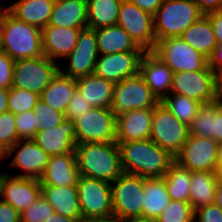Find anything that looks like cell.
<instances>
[{"instance_id": "obj_53", "label": "cell", "mask_w": 222, "mask_h": 222, "mask_svg": "<svg viewBox=\"0 0 222 222\" xmlns=\"http://www.w3.org/2000/svg\"><path fill=\"white\" fill-rule=\"evenodd\" d=\"M45 222H84L82 219H72L61 214L53 213Z\"/></svg>"}, {"instance_id": "obj_16", "label": "cell", "mask_w": 222, "mask_h": 222, "mask_svg": "<svg viewBox=\"0 0 222 222\" xmlns=\"http://www.w3.org/2000/svg\"><path fill=\"white\" fill-rule=\"evenodd\" d=\"M16 154H15V153ZM14 155L11 166L24 171L15 176L40 180L45 173L49 156L32 140H18L3 155L2 159Z\"/></svg>"}, {"instance_id": "obj_51", "label": "cell", "mask_w": 222, "mask_h": 222, "mask_svg": "<svg viewBox=\"0 0 222 222\" xmlns=\"http://www.w3.org/2000/svg\"><path fill=\"white\" fill-rule=\"evenodd\" d=\"M213 139L222 142V105L215 111L213 120Z\"/></svg>"}, {"instance_id": "obj_58", "label": "cell", "mask_w": 222, "mask_h": 222, "mask_svg": "<svg viewBox=\"0 0 222 222\" xmlns=\"http://www.w3.org/2000/svg\"><path fill=\"white\" fill-rule=\"evenodd\" d=\"M124 222H157L156 219H149V218H135V219H127Z\"/></svg>"}, {"instance_id": "obj_29", "label": "cell", "mask_w": 222, "mask_h": 222, "mask_svg": "<svg viewBox=\"0 0 222 222\" xmlns=\"http://www.w3.org/2000/svg\"><path fill=\"white\" fill-rule=\"evenodd\" d=\"M75 91L76 79L58 71L48 87L40 95V99L54 110L65 114Z\"/></svg>"}, {"instance_id": "obj_8", "label": "cell", "mask_w": 222, "mask_h": 222, "mask_svg": "<svg viewBox=\"0 0 222 222\" xmlns=\"http://www.w3.org/2000/svg\"><path fill=\"white\" fill-rule=\"evenodd\" d=\"M189 136V127L174 116L162 102L153 108L150 138L174 158Z\"/></svg>"}, {"instance_id": "obj_46", "label": "cell", "mask_w": 222, "mask_h": 222, "mask_svg": "<svg viewBox=\"0 0 222 222\" xmlns=\"http://www.w3.org/2000/svg\"><path fill=\"white\" fill-rule=\"evenodd\" d=\"M208 66L222 79V43H217L208 57Z\"/></svg>"}, {"instance_id": "obj_43", "label": "cell", "mask_w": 222, "mask_h": 222, "mask_svg": "<svg viewBox=\"0 0 222 222\" xmlns=\"http://www.w3.org/2000/svg\"><path fill=\"white\" fill-rule=\"evenodd\" d=\"M91 108L92 106L90 103L87 102L82 94L76 89L68 104L65 112V118L69 119L71 122H74Z\"/></svg>"}, {"instance_id": "obj_52", "label": "cell", "mask_w": 222, "mask_h": 222, "mask_svg": "<svg viewBox=\"0 0 222 222\" xmlns=\"http://www.w3.org/2000/svg\"><path fill=\"white\" fill-rule=\"evenodd\" d=\"M9 89L0 87V113L8 112Z\"/></svg>"}, {"instance_id": "obj_59", "label": "cell", "mask_w": 222, "mask_h": 222, "mask_svg": "<svg viewBox=\"0 0 222 222\" xmlns=\"http://www.w3.org/2000/svg\"><path fill=\"white\" fill-rule=\"evenodd\" d=\"M5 10H6L5 5H3V7L0 6V17L2 16V14Z\"/></svg>"}, {"instance_id": "obj_5", "label": "cell", "mask_w": 222, "mask_h": 222, "mask_svg": "<svg viewBox=\"0 0 222 222\" xmlns=\"http://www.w3.org/2000/svg\"><path fill=\"white\" fill-rule=\"evenodd\" d=\"M170 93L199 103L209 102L222 94V79L212 69L176 72L173 73Z\"/></svg>"}, {"instance_id": "obj_34", "label": "cell", "mask_w": 222, "mask_h": 222, "mask_svg": "<svg viewBox=\"0 0 222 222\" xmlns=\"http://www.w3.org/2000/svg\"><path fill=\"white\" fill-rule=\"evenodd\" d=\"M167 192L171 200L189 202L191 171L173 162L164 175Z\"/></svg>"}, {"instance_id": "obj_12", "label": "cell", "mask_w": 222, "mask_h": 222, "mask_svg": "<svg viewBox=\"0 0 222 222\" xmlns=\"http://www.w3.org/2000/svg\"><path fill=\"white\" fill-rule=\"evenodd\" d=\"M158 103L159 100L138 73L115 84L110 109L117 116L135 109L154 108Z\"/></svg>"}, {"instance_id": "obj_14", "label": "cell", "mask_w": 222, "mask_h": 222, "mask_svg": "<svg viewBox=\"0 0 222 222\" xmlns=\"http://www.w3.org/2000/svg\"><path fill=\"white\" fill-rule=\"evenodd\" d=\"M98 57L95 30L88 27L81 29L75 47L65 58L68 63H60L59 71L74 79L88 76L94 73Z\"/></svg>"}, {"instance_id": "obj_13", "label": "cell", "mask_w": 222, "mask_h": 222, "mask_svg": "<svg viewBox=\"0 0 222 222\" xmlns=\"http://www.w3.org/2000/svg\"><path fill=\"white\" fill-rule=\"evenodd\" d=\"M117 24L145 52L152 51L156 44L153 15L140 9L129 0H122Z\"/></svg>"}, {"instance_id": "obj_26", "label": "cell", "mask_w": 222, "mask_h": 222, "mask_svg": "<svg viewBox=\"0 0 222 222\" xmlns=\"http://www.w3.org/2000/svg\"><path fill=\"white\" fill-rule=\"evenodd\" d=\"M56 0H16L6 9L17 19L39 29L48 26Z\"/></svg>"}, {"instance_id": "obj_57", "label": "cell", "mask_w": 222, "mask_h": 222, "mask_svg": "<svg viewBox=\"0 0 222 222\" xmlns=\"http://www.w3.org/2000/svg\"><path fill=\"white\" fill-rule=\"evenodd\" d=\"M216 163L222 165V142L218 143Z\"/></svg>"}, {"instance_id": "obj_50", "label": "cell", "mask_w": 222, "mask_h": 222, "mask_svg": "<svg viewBox=\"0 0 222 222\" xmlns=\"http://www.w3.org/2000/svg\"><path fill=\"white\" fill-rule=\"evenodd\" d=\"M137 5L140 9L154 15L161 6L163 0H129Z\"/></svg>"}, {"instance_id": "obj_19", "label": "cell", "mask_w": 222, "mask_h": 222, "mask_svg": "<svg viewBox=\"0 0 222 222\" xmlns=\"http://www.w3.org/2000/svg\"><path fill=\"white\" fill-rule=\"evenodd\" d=\"M139 73L159 102L170 94L173 71L151 51L142 55Z\"/></svg>"}, {"instance_id": "obj_33", "label": "cell", "mask_w": 222, "mask_h": 222, "mask_svg": "<svg viewBox=\"0 0 222 222\" xmlns=\"http://www.w3.org/2000/svg\"><path fill=\"white\" fill-rule=\"evenodd\" d=\"M87 27L98 29L117 24L122 0H86Z\"/></svg>"}, {"instance_id": "obj_31", "label": "cell", "mask_w": 222, "mask_h": 222, "mask_svg": "<svg viewBox=\"0 0 222 222\" xmlns=\"http://www.w3.org/2000/svg\"><path fill=\"white\" fill-rule=\"evenodd\" d=\"M180 37L207 58L217 45L216 37L207 15H202Z\"/></svg>"}, {"instance_id": "obj_18", "label": "cell", "mask_w": 222, "mask_h": 222, "mask_svg": "<svg viewBox=\"0 0 222 222\" xmlns=\"http://www.w3.org/2000/svg\"><path fill=\"white\" fill-rule=\"evenodd\" d=\"M145 51H126L99 55L94 74L114 84L139 73L140 60Z\"/></svg>"}, {"instance_id": "obj_6", "label": "cell", "mask_w": 222, "mask_h": 222, "mask_svg": "<svg viewBox=\"0 0 222 222\" xmlns=\"http://www.w3.org/2000/svg\"><path fill=\"white\" fill-rule=\"evenodd\" d=\"M144 177L122 173L111 183L113 216L121 220L142 217Z\"/></svg>"}, {"instance_id": "obj_41", "label": "cell", "mask_w": 222, "mask_h": 222, "mask_svg": "<svg viewBox=\"0 0 222 222\" xmlns=\"http://www.w3.org/2000/svg\"><path fill=\"white\" fill-rule=\"evenodd\" d=\"M53 213L54 209L41 194L32 205L20 213V222H45Z\"/></svg>"}, {"instance_id": "obj_54", "label": "cell", "mask_w": 222, "mask_h": 222, "mask_svg": "<svg viewBox=\"0 0 222 222\" xmlns=\"http://www.w3.org/2000/svg\"><path fill=\"white\" fill-rule=\"evenodd\" d=\"M214 204L222 210V186H217Z\"/></svg>"}, {"instance_id": "obj_48", "label": "cell", "mask_w": 222, "mask_h": 222, "mask_svg": "<svg viewBox=\"0 0 222 222\" xmlns=\"http://www.w3.org/2000/svg\"><path fill=\"white\" fill-rule=\"evenodd\" d=\"M213 28L217 43H222V9L207 14Z\"/></svg>"}, {"instance_id": "obj_24", "label": "cell", "mask_w": 222, "mask_h": 222, "mask_svg": "<svg viewBox=\"0 0 222 222\" xmlns=\"http://www.w3.org/2000/svg\"><path fill=\"white\" fill-rule=\"evenodd\" d=\"M41 194L55 213L72 219H82L77 186L41 185Z\"/></svg>"}, {"instance_id": "obj_27", "label": "cell", "mask_w": 222, "mask_h": 222, "mask_svg": "<svg viewBox=\"0 0 222 222\" xmlns=\"http://www.w3.org/2000/svg\"><path fill=\"white\" fill-rule=\"evenodd\" d=\"M48 25L87 28L86 0H56Z\"/></svg>"}, {"instance_id": "obj_10", "label": "cell", "mask_w": 222, "mask_h": 222, "mask_svg": "<svg viewBox=\"0 0 222 222\" xmlns=\"http://www.w3.org/2000/svg\"><path fill=\"white\" fill-rule=\"evenodd\" d=\"M77 192L84 222L113 217L110 183L79 176Z\"/></svg>"}, {"instance_id": "obj_20", "label": "cell", "mask_w": 222, "mask_h": 222, "mask_svg": "<svg viewBox=\"0 0 222 222\" xmlns=\"http://www.w3.org/2000/svg\"><path fill=\"white\" fill-rule=\"evenodd\" d=\"M49 157L75 151L74 122L64 119L59 126L36 132L32 139Z\"/></svg>"}, {"instance_id": "obj_36", "label": "cell", "mask_w": 222, "mask_h": 222, "mask_svg": "<svg viewBox=\"0 0 222 222\" xmlns=\"http://www.w3.org/2000/svg\"><path fill=\"white\" fill-rule=\"evenodd\" d=\"M161 102L174 116L187 126L191 124L197 115L201 104L189 97L172 93L167 95Z\"/></svg>"}, {"instance_id": "obj_23", "label": "cell", "mask_w": 222, "mask_h": 222, "mask_svg": "<svg viewBox=\"0 0 222 222\" xmlns=\"http://www.w3.org/2000/svg\"><path fill=\"white\" fill-rule=\"evenodd\" d=\"M79 171L75 151L63 155L50 156L41 185L77 186Z\"/></svg>"}, {"instance_id": "obj_39", "label": "cell", "mask_w": 222, "mask_h": 222, "mask_svg": "<svg viewBox=\"0 0 222 222\" xmlns=\"http://www.w3.org/2000/svg\"><path fill=\"white\" fill-rule=\"evenodd\" d=\"M34 112L37 124L40 125L37 132H42L59 126V124L65 119L64 113L54 110L51 106L45 104L42 99L37 101L34 106Z\"/></svg>"}, {"instance_id": "obj_4", "label": "cell", "mask_w": 222, "mask_h": 222, "mask_svg": "<svg viewBox=\"0 0 222 222\" xmlns=\"http://www.w3.org/2000/svg\"><path fill=\"white\" fill-rule=\"evenodd\" d=\"M202 15L194 0H163L153 15L156 42L180 37Z\"/></svg>"}, {"instance_id": "obj_37", "label": "cell", "mask_w": 222, "mask_h": 222, "mask_svg": "<svg viewBox=\"0 0 222 222\" xmlns=\"http://www.w3.org/2000/svg\"><path fill=\"white\" fill-rule=\"evenodd\" d=\"M157 222H194V210L189 202L171 200L156 218Z\"/></svg>"}, {"instance_id": "obj_47", "label": "cell", "mask_w": 222, "mask_h": 222, "mask_svg": "<svg viewBox=\"0 0 222 222\" xmlns=\"http://www.w3.org/2000/svg\"><path fill=\"white\" fill-rule=\"evenodd\" d=\"M0 222H20V213L0 199Z\"/></svg>"}, {"instance_id": "obj_44", "label": "cell", "mask_w": 222, "mask_h": 222, "mask_svg": "<svg viewBox=\"0 0 222 222\" xmlns=\"http://www.w3.org/2000/svg\"><path fill=\"white\" fill-rule=\"evenodd\" d=\"M194 222H222V210L213 204L194 210Z\"/></svg>"}, {"instance_id": "obj_60", "label": "cell", "mask_w": 222, "mask_h": 222, "mask_svg": "<svg viewBox=\"0 0 222 222\" xmlns=\"http://www.w3.org/2000/svg\"><path fill=\"white\" fill-rule=\"evenodd\" d=\"M2 42H1V33H0V52H2Z\"/></svg>"}, {"instance_id": "obj_25", "label": "cell", "mask_w": 222, "mask_h": 222, "mask_svg": "<svg viewBox=\"0 0 222 222\" xmlns=\"http://www.w3.org/2000/svg\"><path fill=\"white\" fill-rule=\"evenodd\" d=\"M115 84L94 73L76 79V89L93 108H111Z\"/></svg>"}, {"instance_id": "obj_15", "label": "cell", "mask_w": 222, "mask_h": 222, "mask_svg": "<svg viewBox=\"0 0 222 222\" xmlns=\"http://www.w3.org/2000/svg\"><path fill=\"white\" fill-rule=\"evenodd\" d=\"M218 142L215 139L189 135L174 158L181 167L194 171L214 172Z\"/></svg>"}, {"instance_id": "obj_2", "label": "cell", "mask_w": 222, "mask_h": 222, "mask_svg": "<svg viewBox=\"0 0 222 222\" xmlns=\"http://www.w3.org/2000/svg\"><path fill=\"white\" fill-rule=\"evenodd\" d=\"M75 156L80 176L111 184L123 173L116 142L77 144Z\"/></svg>"}, {"instance_id": "obj_1", "label": "cell", "mask_w": 222, "mask_h": 222, "mask_svg": "<svg viewBox=\"0 0 222 222\" xmlns=\"http://www.w3.org/2000/svg\"><path fill=\"white\" fill-rule=\"evenodd\" d=\"M116 143L120 149L124 173L144 178H161L175 161L173 156L151 139Z\"/></svg>"}, {"instance_id": "obj_3", "label": "cell", "mask_w": 222, "mask_h": 222, "mask_svg": "<svg viewBox=\"0 0 222 222\" xmlns=\"http://www.w3.org/2000/svg\"><path fill=\"white\" fill-rule=\"evenodd\" d=\"M2 50L13 60L43 55L41 29L23 22L7 9L0 17Z\"/></svg>"}, {"instance_id": "obj_30", "label": "cell", "mask_w": 222, "mask_h": 222, "mask_svg": "<svg viewBox=\"0 0 222 222\" xmlns=\"http://www.w3.org/2000/svg\"><path fill=\"white\" fill-rule=\"evenodd\" d=\"M143 191L142 218L156 219L171 201L164 178H144Z\"/></svg>"}, {"instance_id": "obj_17", "label": "cell", "mask_w": 222, "mask_h": 222, "mask_svg": "<svg viewBox=\"0 0 222 222\" xmlns=\"http://www.w3.org/2000/svg\"><path fill=\"white\" fill-rule=\"evenodd\" d=\"M40 195V180L0 173V199L19 213L32 205Z\"/></svg>"}, {"instance_id": "obj_11", "label": "cell", "mask_w": 222, "mask_h": 222, "mask_svg": "<svg viewBox=\"0 0 222 222\" xmlns=\"http://www.w3.org/2000/svg\"><path fill=\"white\" fill-rule=\"evenodd\" d=\"M75 144L116 142V115L110 108H91L74 121Z\"/></svg>"}, {"instance_id": "obj_61", "label": "cell", "mask_w": 222, "mask_h": 222, "mask_svg": "<svg viewBox=\"0 0 222 222\" xmlns=\"http://www.w3.org/2000/svg\"><path fill=\"white\" fill-rule=\"evenodd\" d=\"M3 159H2V154L0 153V161H2Z\"/></svg>"}, {"instance_id": "obj_35", "label": "cell", "mask_w": 222, "mask_h": 222, "mask_svg": "<svg viewBox=\"0 0 222 222\" xmlns=\"http://www.w3.org/2000/svg\"><path fill=\"white\" fill-rule=\"evenodd\" d=\"M222 105V94L216 99L201 103L189 127V135L213 139L215 111Z\"/></svg>"}, {"instance_id": "obj_45", "label": "cell", "mask_w": 222, "mask_h": 222, "mask_svg": "<svg viewBox=\"0 0 222 222\" xmlns=\"http://www.w3.org/2000/svg\"><path fill=\"white\" fill-rule=\"evenodd\" d=\"M14 60L5 52H0V87L9 89L12 86Z\"/></svg>"}, {"instance_id": "obj_55", "label": "cell", "mask_w": 222, "mask_h": 222, "mask_svg": "<svg viewBox=\"0 0 222 222\" xmlns=\"http://www.w3.org/2000/svg\"><path fill=\"white\" fill-rule=\"evenodd\" d=\"M214 176L217 186H222V165H217L214 170Z\"/></svg>"}, {"instance_id": "obj_21", "label": "cell", "mask_w": 222, "mask_h": 222, "mask_svg": "<svg viewBox=\"0 0 222 222\" xmlns=\"http://www.w3.org/2000/svg\"><path fill=\"white\" fill-rule=\"evenodd\" d=\"M79 28L48 25L41 30L43 55L55 63L65 58L75 47L80 33ZM64 58V60H63Z\"/></svg>"}, {"instance_id": "obj_56", "label": "cell", "mask_w": 222, "mask_h": 222, "mask_svg": "<svg viewBox=\"0 0 222 222\" xmlns=\"http://www.w3.org/2000/svg\"><path fill=\"white\" fill-rule=\"evenodd\" d=\"M90 222H124V220H121L120 218L117 217H110V218H104V219H95Z\"/></svg>"}, {"instance_id": "obj_32", "label": "cell", "mask_w": 222, "mask_h": 222, "mask_svg": "<svg viewBox=\"0 0 222 222\" xmlns=\"http://www.w3.org/2000/svg\"><path fill=\"white\" fill-rule=\"evenodd\" d=\"M217 183L214 172H191L189 203L193 210L214 203Z\"/></svg>"}, {"instance_id": "obj_9", "label": "cell", "mask_w": 222, "mask_h": 222, "mask_svg": "<svg viewBox=\"0 0 222 222\" xmlns=\"http://www.w3.org/2000/svg\"><path fill=\"white\" fill-rule=\"evenodd\" d=\"M151 52L164 62L173 73L211 69L208 66V58L192 48L181 37L159 40Z\"/></svg>"}, {"instance_id": "obj_22", "label": "cell", "mask_w": 222, "mask_h": 222, "mask_svg": "<svg viewBox=\"0 0 222 222\" xmlns=\"http://www.w3.org/2000/svg\"><path fill=\"white\" fill-rule=\"evenodd\" d=\"M153 108L135 109L116 116V142L149 139Z\"/></svg>"}, {"instance_id": "obj_49", "label": "cell", "mask_w": 222, "mask_h": 222, "mask_svg": "<svg viewBox=\"0 0 222 222\" xmlns=\"http://www.w3.org/2000/svg\"><path fill=\"white\" fill-rule=\"evenodd\" d=\"M203 15L222 9V0H194Z\"/></svg>"}, {"instance_id": "obj_42", "label": "cell", "mask_w": 222, "mask_h": 222, "mask_svg": "<svg viewBox=\"0 0 222 222\" xmlns=\"http://www.w3.org/2000/svg\"><path fill=\"white\" fill-rule=\"evenodd\" d=\"M15 126L19 140L33 139L38 127L34 110L15 115Z\"/></svg>"}, {"instance_id": "obj_7", "label": "cell", "mask_w": 222, "mask_h": 222, "mask_svg": "<svg viewBox=\"0 0 222 222\" xmlns=\"http://www.w3.org/2000/svg\"><path fill=\"white\" fill-rule=\"evenodd\" d=\"M58 71L59 63L53 62L45 55L14 60L11 87L41 95Z\"/></svg>"}, {"instance_id": "obj_28", "label": "cell", "mask_w": 222, "mask_h": 222, "mask_svg": "<svg viewBox=\"0 0 222 222\" xmlns=\"http://www.w3.org/2000/svg\"><path fill=\"white\" fill-rule=\"evenodd\" d=\"M99 55L126 51H144L118 24L95 29Z\"/></svg>"}, {"instance_id": "obj_40", "label": "cell", "mask_w": 222, "mask_h": 222, "mask_svg": "<svg viewBox=\"0 0 222 222\" xmlns=\"http://www.w3.org/2000/svg\"><path fill=\"white\" fill-rule=\"evenodd\" d=\"M19 140L12 112L0 113V153L3 155Z\"/></svg>"}, {"instance_id": "obj_38", "label": "cell", "mask_w": 222, "mask_h": 222, "mask_svg": "<svg viewBox=\"0 0 222 222\" xmlns=\"http://www.w3.org/2000/svg\"><path fill=\"white\" fill-rule=\"evenodd\" d=\"M39 99L40 95L37 93L10 87L8 97V111L16 115L28 110H34V106Z\"/></svg>"}]
</instances>
